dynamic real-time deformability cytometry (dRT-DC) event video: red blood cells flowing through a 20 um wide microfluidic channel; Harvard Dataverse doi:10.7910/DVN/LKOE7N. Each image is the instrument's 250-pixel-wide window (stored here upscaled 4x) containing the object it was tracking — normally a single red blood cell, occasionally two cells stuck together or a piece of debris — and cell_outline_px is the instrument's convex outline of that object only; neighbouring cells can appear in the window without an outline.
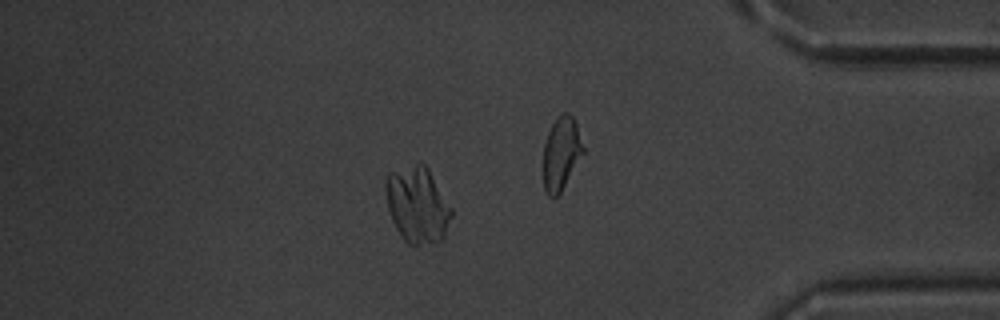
{"species": "common noctule bat (a hibernating species)", "species_latin": "Nyctalus noctula", "temperature_condition": "warm", "stored_images_in_passage": 55, "camera_frame_rate_fps": 3000, "um_per_image_px": 0.085, "animal": {"sex": "male", "body_mass_g": 20.1, "forearm_length_mm": 53.5}, "frame": {"image": 1, "passage_image": 47, "time_ms": 15.333, "image_size_px": [1000, 320], "cell_outline_px": [[452, 216], [444, 240], [416, 244], [408, 244], [404, 240], [396, 228], [392, 220], [388, 208], [384, 188], [384, 184], [388, 172], [420, 160], [428, 168], [452, 208]], "centroid_in_image_um": [35.47, 17.36], "position_along_channel_um": 399.7, "area_um2": 29.54}}